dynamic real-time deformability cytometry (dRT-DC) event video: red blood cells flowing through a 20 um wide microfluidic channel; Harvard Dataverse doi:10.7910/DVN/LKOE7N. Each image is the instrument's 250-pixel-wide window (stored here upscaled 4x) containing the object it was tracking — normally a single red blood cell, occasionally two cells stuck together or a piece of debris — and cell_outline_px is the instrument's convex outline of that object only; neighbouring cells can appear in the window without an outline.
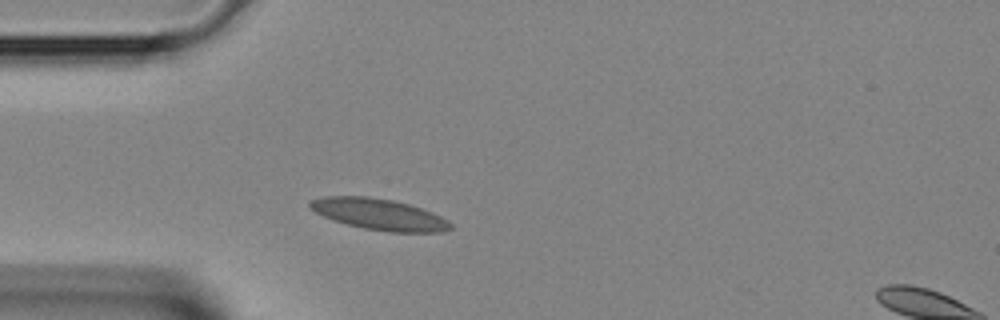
{"species": "Egyptian fruit bat (a non-hibernating species)", "species_latin": "Rousettus aegyptiacus", "temperature_condition": "room temperature", "stored_images_in_passage": 2, "segment_of_instrument_passage": [1, 2], "camera_frame_rate_fps": 3000, "um_per_image_px": 0.085, "animal": {"sex": "female"}, "frame": {"image": 1, "passage_image": 1, "time_ms": 0.0, "image_size_px": [1000, 320], "cell_outline_px": [[452, 228], [444, 232], [388, 232], [364, 228], [332, 220], [308, 208], [308, 204], [312, 200], [324, 196], [368, 196], [392, 200], [408, 204], [432, 212], [448, 220], [452, 224]], "centroid_in_image_um": [32.23, 18.22], "position_along_channel_um": 52.8, "area_um2": 25.49}}